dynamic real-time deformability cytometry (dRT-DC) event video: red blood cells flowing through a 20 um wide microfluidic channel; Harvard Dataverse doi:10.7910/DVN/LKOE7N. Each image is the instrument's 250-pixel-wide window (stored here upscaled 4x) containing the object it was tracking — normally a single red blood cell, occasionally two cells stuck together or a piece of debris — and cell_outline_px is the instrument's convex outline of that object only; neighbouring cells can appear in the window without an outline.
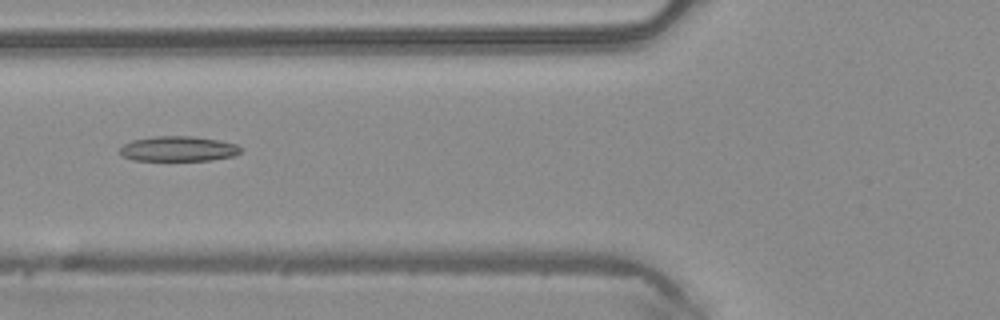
{"species": "common noctule bat (a hibernating species)", "species_latin": "Nyctalus noctula", "temperature_condition": "warm", "stored_images_in_passage": 49, "camera_frame_rate_fps": 3000, "um_per_image_px": 0.085, "animal": {"sex": "male", "body_mass_g": 20.4}, "frame": {"image": 1, "passage_image": 19, "time_ms": 6.0, "image_size_px": [1000, 320], "cell_outline_px": [[240, 152], [236, 156], [212, 160], [132, 160], [124, 156], [120, 152], [120, 148], [124, 144], [132, 140], [156, 136], [192, 136], [220, 140], [236, 144], [240, 148]], "centroid_in_image_um": [15.18, 12.64], "position_along_channel_um": 110.6, "area_um2": 17.63}}
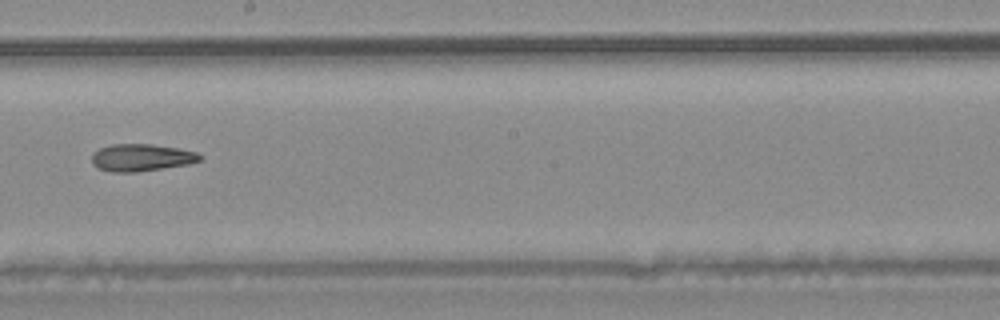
{"frame": {"image": 2, "passage_image": 28, "time_ms": 9.0, "image_size_px": [1000, 320], "cell_outline_px": [[204, 156], [200, 160], [188, 164], [136, 172], [112, 172], [96, 168], [92, 164], [92, 152], [100, 148], [112, 144], [152, 144], [176, 148], [196, 152]], "centroid_in_image_um": [11.98, 13.39], "position_along_channel_um": 236.2, "area_um2": 17.17}}
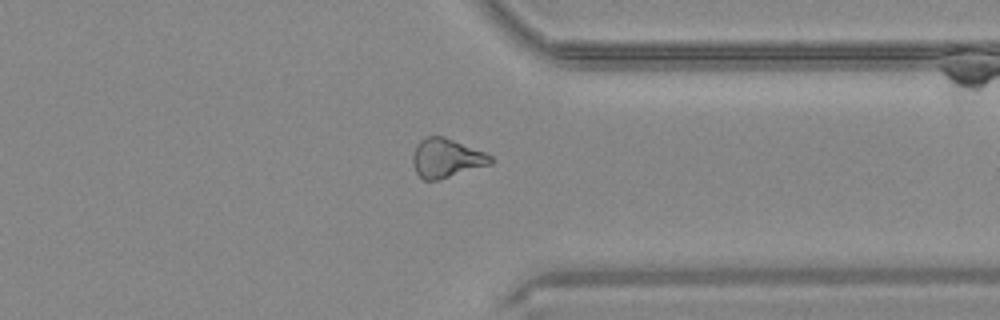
{"frame": {"image": 3, "passage_image": 38, "time_ms": 12.333, "image_size_px": [1000, 320], "cell_outline_px": [[496, 160], [492, 164], [436, 180], [424, 180], [416, 172], [412, 164], [412, 156], [416, 144], [424, 136], [444, 136], [484, 152], [492, 156]], "centroid_in_image_um": [37.94, 13.42], "position_along_channel_um": 373.5, "area_um2": 17.74}}